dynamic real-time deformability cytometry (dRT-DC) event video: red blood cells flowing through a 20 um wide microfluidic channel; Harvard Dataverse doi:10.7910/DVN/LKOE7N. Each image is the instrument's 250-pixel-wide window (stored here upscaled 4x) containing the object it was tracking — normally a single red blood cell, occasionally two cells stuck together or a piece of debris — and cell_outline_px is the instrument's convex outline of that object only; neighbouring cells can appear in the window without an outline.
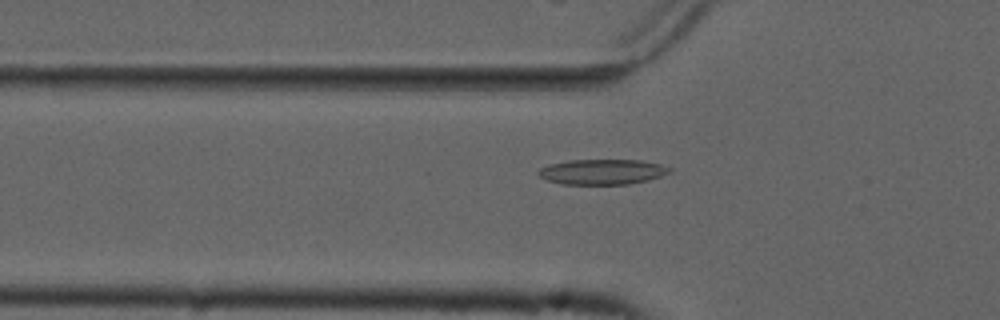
{"species": "common noctule bat (a hibernating species)", "species_latin": "Nyctalus noctula", "temperature_condition": "cold", "stored_images_in_passage": 45, "camera_frame_rate_fps": 3000, "um_per_image_px": 0.085, "animal": {"sex": "male", "forearm_length_mm": 52.5}, "frame": {"image": 1, "passage_image": 8, "time_ms": 2.333, "image_size_px": [1000, 320], "cell_outline_px": [[672, 172], [648, 180], [628, 184], [564, 184], [548, 180], [540, 176], [536, 172], [540, 168], [548, 164], [568, 160], [640, 160], [660, 164], [672, 168]], "centroid_in_image_um": [51.2, 14.6], "position_along_channel_um": 74.6, "area_um2": 19.31}}
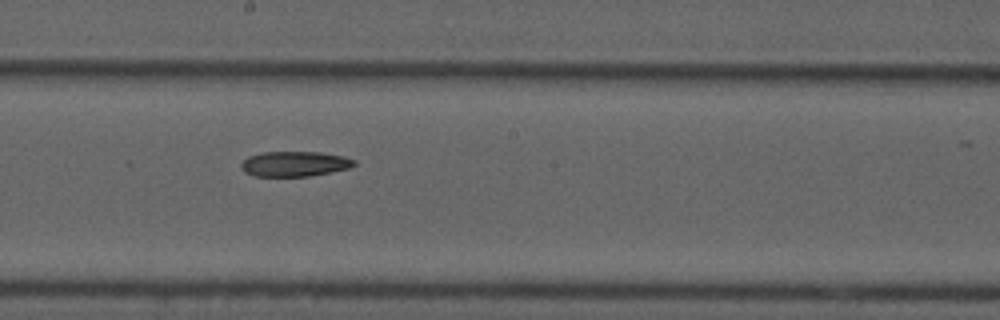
{"frame": {"image": 2, "passage_image": 20, "time_ms": 6.333, "image_size_px": [1000, 320], "cell_outline_px": [[356, 164], [348, 168], [308, 176], [252, 176], [244, 172], [240, 168], [240, 164], [248, 156], [260, 152], [320, 152], [344, 156], [356, 160]], "centroid_in_image_um": [24.99, 13.92], "position_along_channel_um": 223.2, "area_um2": 16.59}}
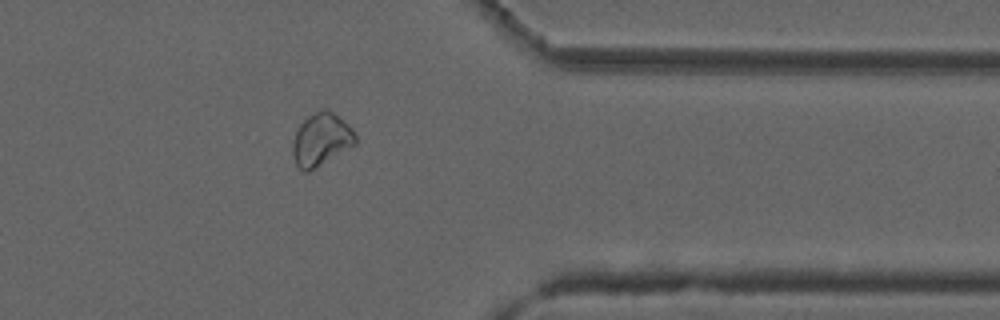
{"frame": {"image": 3, "passage_image": 34, "time_ms": 11.0, "image_size_px": [1000, 320], "cell_outline_px": [[356, 144], [308, 172], [304, 172], [296, 164], [292, 152], [292, 140], [296, 128], [308, 116], [324, 108], [328, 108], [344, 120], [352, 128], [356, 136]], "centroid_in_image_um": [27.29, 11.84], "position_along_channel_um": 384.1, "area_um2": 19.36}}